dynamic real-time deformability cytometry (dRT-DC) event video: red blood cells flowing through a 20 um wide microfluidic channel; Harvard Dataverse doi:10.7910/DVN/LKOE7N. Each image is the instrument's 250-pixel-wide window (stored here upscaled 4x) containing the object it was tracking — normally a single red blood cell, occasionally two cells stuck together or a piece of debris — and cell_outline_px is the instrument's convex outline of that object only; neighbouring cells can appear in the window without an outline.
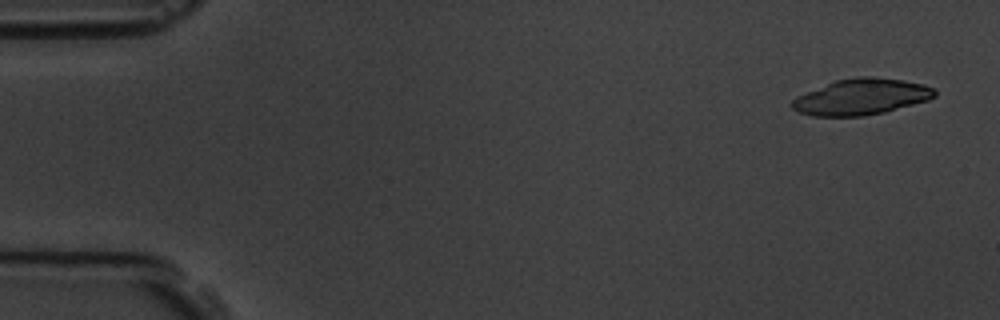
{"species": "common noctule bat (a hibernating species)", "species_latin": "Nyctalus noctula", "temperature_condition": "room temperature", "stored_images_in_passage": 9, "camera_frame_rate_fps": 3000, "um_per_image_px": 0.085, "animal": {"sex": "male", "body_mass_g": 19.5, "forearm_length_mm": 54.6}, "frame": {"image": 1, "passage_image": 1, "time_ms": 0.0, "image_size_px": [1000, 320], "cell_outline_px": [[936, 96], [928, 100], [884, 112], [864, 116], [812, 116], [800, 112], [792, 108], [788, 104], [796, 96], [836, 80], [856, 76], [872, 76], [904, 80], [924, 84], [936, 88]], "centroid_in_image_um": [73.22, 8.22], "position_along_channel_um": 11.8, "area_um2": 30.11}}